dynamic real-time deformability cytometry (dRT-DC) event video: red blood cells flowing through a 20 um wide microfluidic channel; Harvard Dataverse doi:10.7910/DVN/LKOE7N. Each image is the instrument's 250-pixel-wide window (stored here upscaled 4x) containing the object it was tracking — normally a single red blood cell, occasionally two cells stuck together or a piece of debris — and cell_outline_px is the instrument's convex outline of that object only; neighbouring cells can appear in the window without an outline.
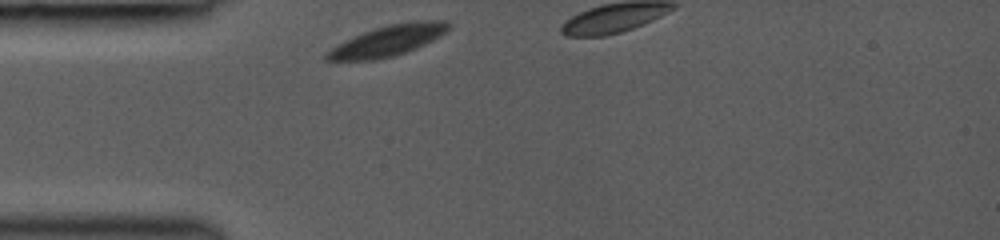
{"species": "common noctule bat (a hibernating species)", "species_latin": "Nyctalus noctula", "temperature_condition": "room temperature", "stored_images_in_passage": 6, "camera_frame_rate_fps": 3000, "um_per_image_px": 0.085, "animal": {"sex": "female", "body_mass_g": 19.0, "forearm_length_mm": 53.3}, "frame": {"image": 1, "passage_image": 1, "time_ms": 0.0, "image_size_px": [1000, 240], "cell_outline_px": [[452, 28], [440, 36], [416, 48], [392, 56], [376, 60], [324, 60], [324, 52], [372, 28], [388, 24], [412, 20], [448, 20], [452, 24]], "centroid_in_image_um": [33.04, 3.43], "position_along_channel_um": 52.0, "area_um2": 21.79}}
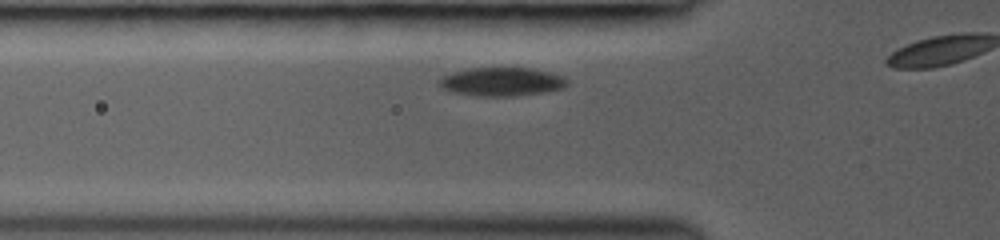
{"frame": {"image": 2, "passage_image": 4, "time_ms": 1.0, "image_size_px": [1000, 240], "cell_outline_px": [[568, 84], [564, 88], [548, 92], [512, 96], [472, 96], [448, 92], [440, 88], [436, 80], [440, 76], [452, 72], [468, 68], [532, 68], [564, 76], [568, 80]], "centroid_in_image_um": [42.58, 6.96], "position_along_channel_um": 83.2, "area_um2": 21.91}}